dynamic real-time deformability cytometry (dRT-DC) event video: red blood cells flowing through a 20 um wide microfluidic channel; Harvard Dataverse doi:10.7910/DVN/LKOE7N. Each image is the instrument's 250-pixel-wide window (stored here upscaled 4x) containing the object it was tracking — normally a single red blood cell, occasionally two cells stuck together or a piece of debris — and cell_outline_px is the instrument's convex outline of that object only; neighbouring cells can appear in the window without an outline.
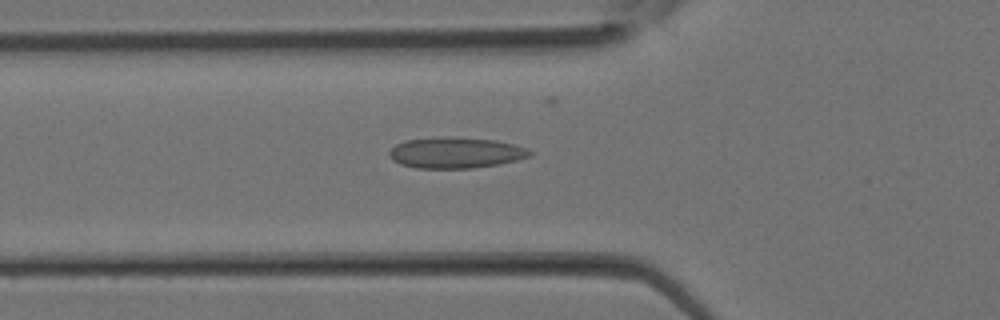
{"species": "Egyptian fruit bat (a non-hibernating species)", "species_latin": "Rousettus aegyptiacus", "temperature_condition": "room temperature", "stored_images_in_passage": 24, "camera_frame_rate_fps": 3000, "um_per_image_px": 0.085, "animal": {"sex": "female"}, "frame": {"image": 1, "passage_image": 3, "time_ms": 0.667, "image_size_px": [1000, 320], "cell_outline_px": [[532, 152], [528, 156], [516, 160], [500, 164], [472, 168], [416, 168], [400, 164], [392, 160], [388, 156], [388, 152], [396, 144], [404, 140], [496, 140], [528, 148]], "centroid_in_image_um": [38.72, 13.04], "position_along_channel_um": 87.1, "area_um2": 24.1}}
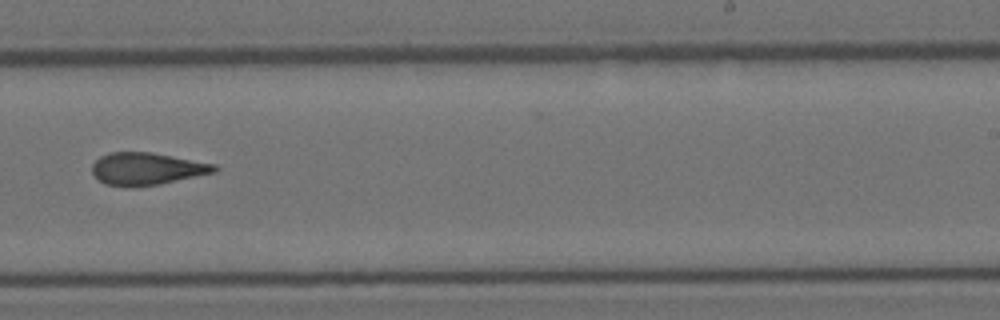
{"frame": {"image": 2, "passage_image": 12, "time_ms": 3.667, "image_size_px": [1000, 320], "cell_outline_px": [[220, 168], [216, 172], [160, 184], [132, 188], [104, 184], [92, 172], [92, 164], [100, 156], [108, 152], [152, 152], [216, 164]], "centroid_in_image_um": [12.49, 14.35], "position_along_channel_um": 276.5, "area_um2": 23.29}}
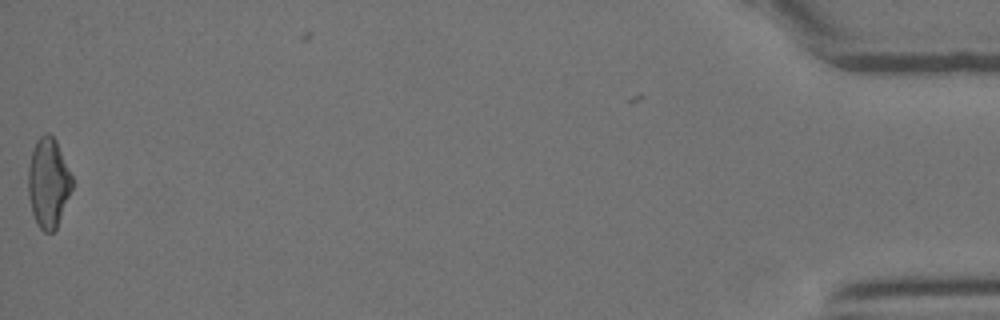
{"frame": {"image": 3, "passage_image": 24, "time_ms": 7.667, "image_size_px": [1000, 320], "cell_outline_px": [[72, 188], [56, 228], [52, 232], [44, 232], [36, 224], [32, 212], [28, 196], [28, 168], [32, 152], [36, 140], [44, 132], [48, 132], [56, 140], [72, 176]], "centroid_in_image_um": [4.09, 15.53], "position_along_channel_um": 431.1, "area_um2": 22.83}}